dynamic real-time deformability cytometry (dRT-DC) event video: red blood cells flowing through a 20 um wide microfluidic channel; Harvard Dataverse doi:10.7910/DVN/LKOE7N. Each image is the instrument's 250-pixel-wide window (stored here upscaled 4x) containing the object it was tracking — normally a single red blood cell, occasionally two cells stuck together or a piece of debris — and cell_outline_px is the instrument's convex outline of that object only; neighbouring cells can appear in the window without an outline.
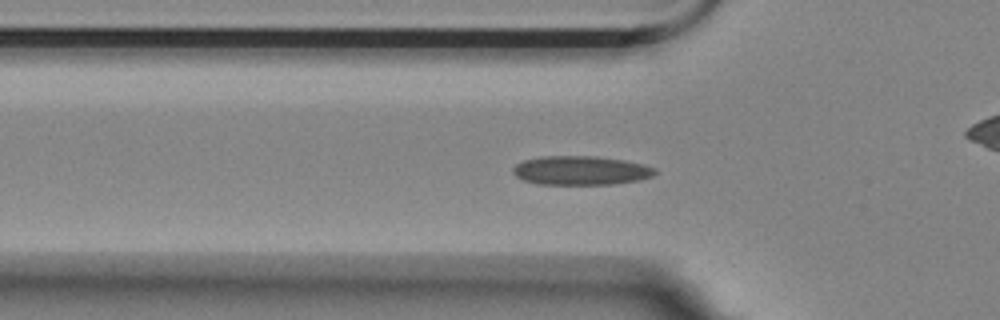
{"species": "Egyptian fruit bat (a non-hibernating species)", "species_latin": "Rousettus aegyptiacus", "temperature_condition": "room temperature", "stored_images_in_passage": 33, "camera_frame_rate_fps": 3000, "um_per_image_px": 0.085, "animal": {"sex": "female"}, "frame": {"image": 1, "passage_image": 7, "time_ms": 2.0, "image_size_px": [1000, 320], "cell_outline_px": [[656, 172], [652, 176], [640, 180], [612, 184], [536, 184], [524, 180], [516, 176], [512, 172], [512, 168], [516, 164], [524, 160], [540, 156], [596, 156], [624, 160], [644, 164], [656, 168]], "centroid_in_image_um": [49.36, 14.48], "position_along_channel_um": 76.4, "area_um2": 24.1}}
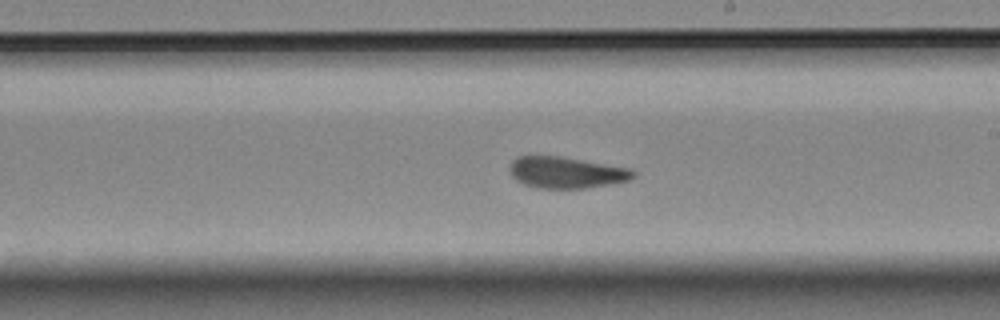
{"frame": {"image": 2, "passage_image": 21, "time_ms": 6.667, "image_size_px": [1000, 320], "cell_outline_px": [[636, 176], [628, 180], [616, 184], [584, 188], [536, 188], [524, 184], [516, 180], [512, 176], [512, 160], [520, 156], [560, 156], [628, 168], [636, 172]], "centroid_in_image_um": [48.18, 14.67], "position_along_channel_um": 240.8, "area_um2": 22.43}}
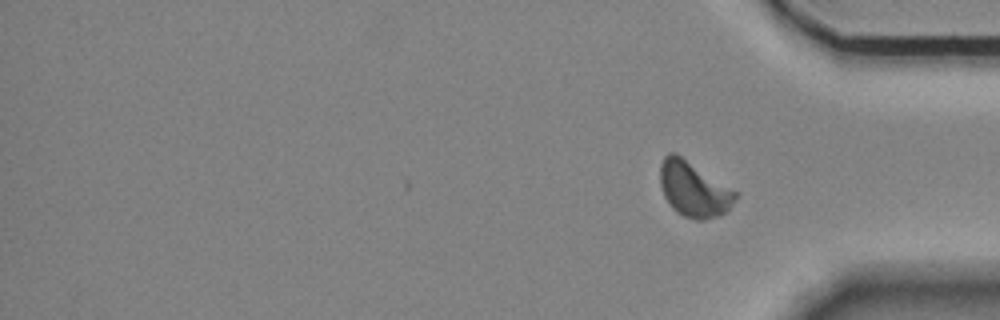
{"frame": {"image": 3, "passage_image": 33, "time_ms": 10.667, "image_size_px": [1000, 320], "cell_outline_px": [[740, 196], [728, 212], [704, 220], [696, 220], [684, 216], [676, 212], [672, 208], [664, 196], [660, 184], [660, 164], [664, 156], [668, 152], [676, 152], [736, 192]], "centroid_in_image_um": [58.97, 16.09], "position_along_channel_um": 376.2, "area_um2": 24.33}, "authors_computed_cell_mechanics": {"area_um2": 23.12, "velocity_mm_per_s": 3.496, "shape_relaxation_time_tau1_ms": null, "shape_relaxation_time_tau2_ms": 1.4406, "deformation_change_tau1": null, "deformation_change_tau2": 0.0635}}